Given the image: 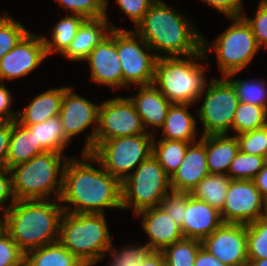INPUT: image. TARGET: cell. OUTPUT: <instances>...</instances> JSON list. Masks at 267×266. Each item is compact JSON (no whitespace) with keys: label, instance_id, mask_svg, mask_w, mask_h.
<instances>
[{"label":"cell","instance_id":"54","mask_svg":"<svg viewBox=\"0 0 267 266\" xmlns=\"http://www.w3.org/2000/svg\"><path fill=\"white\" fill-rule=\"evenodd\" d=\"M262 220L267 223V201H265V206H264V209H263Z\"/></svg>","mask_w":267,"mask_h":266},{"label":"cell","instance_id":"11","mask_svg":"<svg viewBox=\"0 0 267 266\" xmlns=\"http://www.w3.org/2000/svg\"><path fill=\"white\" fill-rule=\"evenodd\" d=\"M116 47L125 87L153 84L156 59L163 55L148 52L150 46L135 31L125 29H116Z\"/></svg>","mask_w":267,"mask_h":266},{"label":"cell","instance_id":"49","mask_svg":"<svg viewBox=\"0 0 267 266\" xmlns=\"http://www.w3.org/2000/svg\"><path fill=\"white\" fill-rule=\"evenodd\" d=\"M194 266H226L219 259L209 253L204 247L198 250L196 255Z\"/></svg>","mask_w":267,"mask_h":266},{"label":"cell","instance_id":"30","mask_svg":"<svg viewBox=\"0 0 267 266\" xmlns=\"http://www.w3.org/2000/svg\"><path fill=\"white\" fill-rule=\"evenodd\" d=\"M191 143L178 140L153 139L152 155L171 177L181 165Z\"/></svg>","mask_w":267,"mask_h":266},{"label":"cell","instance_id":"27","mask_svg":"<svg viewBox=\"0 0 267 266\" xmlns=\"http://www.w3.org/2000/svg\"><path fill=\"white\" fill-rule=\"evenodd\" d=\"M24 262L28 266H85L59 242L28 251Z\"/></svg>","mask_w":267,"mask_h":266},{"label":"cell","instance_id":"23","mask_svg":"<svg viewBox=\"0 0 267 266\" xmlns=\"http://www.w3.org/2000/svg\"><path fill=\"white\" fill-rule=\"evenodd\" d=\"M68 87L47 90L36 96L25 109L18 112L17 121L24 126L45 122L49 118L58 116L64 91Z\"/></svg>","mask_w":267,"mask_h":266},{"label":"cell","instance_id":"28","mask_svg":"<svg viewBox=\"0 0 267 266\" xmlns=\"http://www.w3.org/2000/svg\"><path fill=\"white\" fill-rule=\"evenodd\" d=\"M85 20L84 16L78 14L66 15V17L61 18L53 27L52 40H48L43 36L46 55L48 56L55 52L63 54Z\"/></svg>","mask_w":267,"mask_h":266},{"label":"cell","instance_id":"34","mask_svg":"<svg viewBox=\"0 0 267 266\" xmlns=\"http://www.w3.org/2000/svg\"><path fill=\"white\" fill-rule=\"evenodd\" d=\"M266 161V157L239 151L231 162L227 176L231 180H253Z\"/></svg>","mask_w":267,"mask_h":266},{"label":"cell","instance_id":"16","mask_svg":"<svg viewBox=\"0 0 267 266\" xmlns=\"http://www.w3.org/2000/svg\"><path fill=\"white\" fill-rule=\"evenodd\" d=\"M47 57L43 36L30 31L0 59V82L27 76Z\"/></svg>","mask_w":267,"mask_h":266},{"label":"cell","instance_id":"43","mask_svg":"<svg viewBox=\"0 0 267 266\" xmlns=\"http://www.w3.org/2000/svg\"><path fill=\"white\" fill-rule=\"evenodd\" d=\"M25 260V253L6 233L0 238V266H19Z\"/></svg>","mask_w":267,"mask_h":266},{"label":"cell","instance_id":"46","mask_svg":"<svg viewBox=\"0 0 267 266\" xmlns=\"http://www.w3.org/2000/svg\"><path fill=\"white\" fill-rule=\"evenodd\" d=\"M13 121H0V168L7 167V153Z\"/></svg>","mask_w":267,"mask_h":266},{"label":"cell","instance_id":"3","mask_svg":"<svg viewBox=\"0 0 267 266\" xmlns=\"http://www.w3.org/2000/svg\"><path fill=\"white\" fill-rule=\"evenodd\" d=\"M59 203V199L16 200L8 207L7 233L24 253L58 242L64 213Z\"/></svg>","mask_w":267,"mask_h":266},{"label":"cell","instance_id":"52","mask_svg":"<svg viewBox=\"0 0 267 266\" xmlns=\"http://www.w3.org/2000/svg\"><path fill=\"white\" fill-rule=\"evenodd\" d=\"M8 207L9 206H3V208H2V211H4V213H2L4 220L2 221V219H0V238L7 233V210H8Z\"/></svg>","mask_w":267,"mask_h":266},{"label":"cell","instance_id":"10","mask_svg":"<svg viewBox=\"0 0 267 266\" xmlns=\"http://www.w3.org/2000/svg\"><path fill=\"white\" fill-rule=\"evenodd\" d=\"M204 89L205 98L198 110L199 119L204 126L203 136L228 134L240 102L235 87L226 77H216L206 83Z\"/></svg>","mask_w":267,"mask_h":266},{"label":"cell","instance_id":"55","mask_svg":"<svg viewBox=\"0 0 267 266\" xmlns=\"http://www.w3.org/2000/svg\"><path fill=\"white\" fill-rule=\"evenodd\" d=\"M19 266H28L25 262H23L21 265Z\"/></svg>","mask_w":267,"mask_h":266},{"label":"cell","instance_id":"7","mask_svg":"<svg viewBox=\"0 0 267 266\" xmlns=\"http://www.w3.org/2000/svg\"><path fill=\"white\" fill-rule=\"evenodd\" d=\"M121 191L122 209L132 207L135 215L160 206L164 197L172 191L170 176L151 155L121 182Z\"/></svg>","mask_w":267,"mask_h":266},{"label":"cell","instance_id":"9","mask_svg":"<svg viewBox=\"0 0 267 266\" xmlns=\"http://www.w3.org/2000/svg\"><path fill=\"white\" fill-rule=\"evenodd\" d=\"M139 134L116 137L98 143L90 154L100 165L120 182L124 181L131 170L137 168L152 155L153 137Z\"/></svg>","mask_w":267,"mask_h":266},{"label":"cell","instance_id":"50","mask_svg":"<svg viewBox=\"0 0 267 266\" xmlns=\"http://www.w3.org/2000/svg\"><path fill=\"white\" fill-rule=\"evenodd\" d=\"M253 182L265 201H267V161L264 164V167L253 178Z\"/></svg>","mask_w":267,"mask_h":266},{"label":"cell","instance_id":"51","mask_svg":"<svg viewBox=\"0 0 267 266\" xmlns=\"http://www.w3.org/2000/svg\"><path fill=\"white\" fill-rule=\"evenodd\" d=\"M141 266H166L163 253L161 251H151L143 260Z\"/></svg>","mask_w":267,"mask_h":266},{"label":"cell","instance_id":"12","mask_svg":"<svg viewBox=\"0 0 267 266\" xmlns=\"http://www.w3.org/2000/svg\"><path fill=\"white\" fill-rule=\"evenodd\" d=\"M145 133L142 119L130 98L116 97L100 104L94 147L116 137Z\"/></svg>","mask_w":267,"mask_h":266},{"label":"cell","instance_id":"1","mask_svg":"<svg viewBox=\"0 0 267 266\" xmlns=\"http://www.w3.org/2000/svg\"><path fill=\"white\" fill-rule=\"evenodd\" d=\"M85 160L68 158L63 167L60 202L68 213L104 214V208L122 209L121 182L108 173L90 154L82 153ZM89 159V160H88ZM96 162V169L91 162ZM67 204L73 205V208Z\"/></svg>","mask_w":267,"mask_h":266},{"label":"cell","instance_id":"31","mask_svg":"<svg viewBox=\"0 0 267 266\" xmlns=\"http://www.w3.org/2000/svg\"><path fill=\"white\" fill-rule=\"evenodd\" d=\"M27 127L35 133L37 142H40L47 151L63 153L69 145L70 141L65 137L59 115Z\"/></svg>","mask_w":267,"mask_h":266},{"label":"cell","instance_id":"15","mask_svg":"<svg viewBox=\"0 0 267 266\" xmlns=\"http://www.w3.org/2000/svg\"><path fill=\"white\" fill-rule=\"evenodd\" d=\"M202 247L226 266H247L246 225L223 223L202 240Z\"/></svg>","mask_w":267,"mask_h":266},{"label":"cell","instance_id":"41","mask_svg":"<svg viewBox=\"0 0 267 266\" xmlns=\"http://www.w3.org/2000/svg\"><path fill=\"white\" fill-rule=\"evenodd\" d=\"M256 11L253 19L247 18L244 14L241 16L249 24L257 45L267 49V0H260Z\"/></svg>","mask_w":267,"mask_h":266},{"label":"cell","instance_id":"35","mask_svg":"<svg viewBox=\"0 0 267 266\" xmlns=\"http://www.w3.org/2000/svg\"><path fill=\"white\" fill-rule=\"evenodd\" d=\"M236 74L237 73H231L227 75L226 78L235 87L239 100L252 105L262 106L267 109L266 83L264 81H257L254 79L251 81L233 79Z\"/></svg>","mask_w":267,"mask_h":266},{"label":"cell","instance_id":"45","mask_svg":"<svg viewBox=\"0 0 267 266\" xmlns=\"http://www.w3.org/2000/svg\"><path fill=\"white\" fill-rule=\"evenodd\" d=\"M226 16L238 17L242 13V0H202Z\"/></svg>","mask_w":267,"mask_h":266},{"label":"cell","instance_id":"18","mask_svg":"<svg viewBox=\"0 0 267 266\" xmlns=\"http://www.w3.org/2000/svg\"><path fill=\"white\" fill-rule=\"evenodd\" d=\"M206 160V135H202L188 146L181 165L170 177L172 191L190 193L210 174Z\"/></svg>","mask_w":267,"mask_h":266},{"label":"cell","instance_id":"24","mask_svg":"<svg viewBox=\"0 0 267 266\" xmlns=\"http://www.w3.org/2000/svg\"><path fill=\"white\" fill-rule=\"evenodd\" d=\"M240 151L235 135H206L207 167L210 174L227 175L232 160Z\"/></svg>","mask_w":267,"mask_h":266},{"label":"cell","instance_id":"5","mask_svg":"<svg viewBox=\"0 0 267 266\" xmlns=\"http://www.w3.org/2000/svg\"><path fill=\"white\" fill-rule=\"evenodd\" d=\"M58 242L85 266L96 265L112 245L105 215L64 211Z\"/></svg>","mask_w":267,"mask_h":266},{"label":"cell","instance_id":"39","mask_svg":"<svg viewBox=\"0 0 267 266\" xmlns=\"http://www.w3.org/2000/svg\"><path fill=\"white\" fill-rule=\"evenodd\" d=\"M66 11L84 16L86 19L107 17L108 0H56Z\"/></svg>","mask_w":267,"mask_h":266},{"label":"cell","instance_id":"37","mask_svg":"<svg viewBox=\"0 0 267 266\" xmlns=\"http://www.w3.org/2000/svg\"><path fill=\"white\" fill-rule=\"evenodd\" d=\"M29 31L9 14L0 16V59L10 52Z\"/></svg>","mask_w":267,"mask_h":266},{"label":"cell","instance_id":"47","mask_svg":"<svg viewBox=\"0 0 267 266\" xmlns=\"http://www.w3.org/2000/svg\"><path fill=\"white\" fill-rule=\"evenodd\" d=\"M0 121H14L18 113L10 111L12 95L3 82H0Z\"/></svg>","mask_w":267,"mask_h":266},{"label":"cell","instance_id":"8","mask_svg":"<svg viewBox=\"0 0 267 266\" xmlns=\"http://www.w3.org/2000/svg\"><path fill=\"white\" fill-rule=\"evenodd\" d=\"M232 24L209 45L202 37V50L206 55L213 49L216 53L218 68L222 76L239 73L251 63L259 51L255 36L242 16L230 17ZM211 48V49H210ZM208 49V50H207Z\"/></svg>","mask_w":267,"mask_h":266},{"label":"cell","instance_id":"14","mask_svg":"<svg viewBox=\"0 0 267 266\" xmlns=\"http://www.w3.org/2000/svg\"><path fill=\"white\" fill-rule=\"evenodd\" d=\"M99 107L84 97L74 93L71 88L64 91L59 113L65 137L71 141L72 137L82 133L91 124H96L92 133L88 134L82 153H90L94 148L95 136L98 129Z\"/></svg>","mask_w":267,"mask_h":266},{"label":"cell","instance_id":"20","mask_svg":"<svg viewBox=\"0 0 267 266\" xmlns=\"http://www.w3.org/2000/svg\"><path fill=\"white\" fill-rule=\"evenodd\" d=\"M142 217V227L150 238L146 243L152 251H162L165 247L182 240L180 226L161 207L139 211L134 216Z\"/></svg>","mask_w":267,"mask_h":266},{"label":"cell","instance_id":"48","mask_svg":"<svg viewBox=\"0 0 267 266\" xmlns=\"http://www.w3.org/2000/svg\"><path fill=\"white\" fill-rule=\"evenodd\" d=\"M9 174V178H8ZM11 198V199H10ZM10 199L12 205L16 200L12 191L11 172L7 167L0 168V206L4 205L6 200Z\"/></svg>","mask_w":267,"mask_h":266},{"label":"cell","instance_id":"6","mask_svg":"<svg viewBox=\"0 0 267 266\" xmlns=\"http://www.w3.org/2000/svg\"><path fill=\"white\" fill-rule=\"evenodd\" d=\"M67 159L63 153L46 151L10 168L15 200H45L52 192L56 193L54 199H60Z\"/></svg>","mask_w":267,"mask_h":266},{"label":"cell","instance_id":"32","mask_svg":"<svg viewBox=\"0 0 267 266\" xmlns=\"http://www.w3.org/2000/svg\"><path fill=\"white\" fill-rule=\"evenodd\" d=\"M267 125V109L240 101L233 119L232 129L241 134Z\"/></svg>","mask_w":267,"mask_h":266},{"label":"cell","instance_id":"2","mask_svg":"<svg viewBox=\"0 0 267 266\" xmlns=\"http://www.w3.org/2000/svg\"><path fill=\"white\" fill-rule=\"evenodd\" d=\"M180 14L162 0H156L134 31L152 51L165 52L166 57L194 55L202 49L203 36Z\"/></svg>","mask_w":267,"mask_h":266},{"label":"cell","instance_id":"33","mask_svg":"<svg viewBox=\"0 0 267 266\" xmlns=\"http://www.w3.org/2000/svg\"><path fill=\"white\" fill-rule=\"evenodd\" d=\"M201 247V240L183 238L165 247L161 252L166 266H194L196 255Z\"/></svg>","mask_w":267,"mask_h":266},{"label":"cell","instance_id":"22","mask_svg":"<svg viewBox=\"0 0 267 266\" xmlns=\"http://www.w3.org/2000/svg\"><path fill=\"white\" fill-rule=\"evenodd\" d=\"M145 129L163 126L171 102L154 84L140 86L137 95L130 97Z\"/></svg>","mask_w":267,"mask_h":266},{"label":"cell","instance_id":"25","mask_svg":"<svg viewBox=\"0 0 267 266\" xmlns=\"http://www.w3.org/2000/svg\"><path fill=\"white\" fill-rule=\"evenodd\" d=\"M47 150L37 142L35 133L17 120L13 121L12 133L7 153V168L10 169L18 164L31 160L36 155Z\"/></svg>","mask_w":267,"mask_h":266},{"label":"cell","instance_id":"38","mask_svg":"<svg viewBox=\"0 0 267 266\" xmlns=\"http://www.w3.org/2000/svg\"><path fill=\"white\" fill-rule=\"evenodd\" d=\"M236 137L241 152L267 158V125Z\"/></svg>","mask_w":267,"mask_h":266},{"label":"cell","instance_id":"42","mask_svg":"<svg viewBox=\"0 0 267 266\" xmlns=\"http://www.w3.org/2000/svg\"><path fill=\"white\" fill-rule=\"evenodd\" d=\"M160 206L181 227L187 207V193L171 191L164 197Z\"/></svg>","mask_w":267,"mask_h":266},{"label":"cell","instance_id":"26","mask_svg":"<svg viewBox=\"0 0 267 266\" xmlns=\"http://www.w3.org/2000/svg\"><path fill=\"white\" fill-rule=\"evenodd\" d=\"M190 105L192 104L171 103L161 127L163 131L161 139L197 142L196 120L188 111Z\"/></svg>","mask_w":267,"mask_h":266},{"label":"cell","instance_id":"19","mask_svg":"<svg viewBox=\"0 0 267 266\" xmlns=\"http://www.w3.org/2000/svg\"><path fill=\"white\" fill-rule=\"evenodd\" d=\"M221 213L187 193V207L180 227L184 238L203 240L223 224Z\"/></svg>","mask_w":267,"mask_h":266},{"label":"cell","instance_id":"4","mask_svg":"<svg viewBox=\"0 0 267 266\" xmlns=\"http://www.w3.org/2000/svg\"><path fill=\"white\" fill-rule=\"evenodd\" d=\"M207 57L202 49L194 55L186 56L187 59L185 56L159 57L155 62L153 84L159 85L157 88L171 103H196L205 94L207 83L204 75L206 68L199 60L204 61Z\"/></svg>","mask_w":267,"mask_h":266},{"label":"cell","instance_id":"13","mask_svg":"<svg viewBox=\"0 0 267 266\" xmlns=\"http://www.w3.org/2000/svg\"><path fill=\"white\" fill-rule=\"evenodd\" d=\"M265 199L253 180H230L221 217L224 223L250 224L262 219Z\"/></svg>","mask_w":267,"mask_h":266},{"label":"cell","instance_id":"29","mask_svg":"<svg viewBox=\"0 0 267 266\" xmlns=\"http://www.w3.org/2000/svg\"><path fill=\"white\" fill-rule=\"evenodd\" d=\"M230 180L227 175L209 174L190 193L196 199L206 202L212 208L221 212Z\"/></svg>","mask_w":267,"mask_h":266},{"label":"cell","instance_id":"40","mask_svg":"<svg viewBox=\"0 0 267 266\" xmlns=\"http://www.w3.org/2000/svg\"><path fill=\"white\" fill-rule=\"evenodd\" d=\"M113 244L106 251L110 253L113 258L110 266H141L143 260L152 251L148 245H135L130 247H124L119 252H115Z\"/></svg>","mask_w":267,"mask_h":266},{"label":"cell","instance_id":"21","mask_svg":"<svg viewBox=\"0 0 267 266\" xmlns=\"http://www.w3.org/2000/svg\"><path fill=\"white\" fill-rule=\"evenodd\" d=\"M113 29L121 28L109 27L107 17L86 19L62 55L71 61L86 60L93 48L100 44Z\"/></svg>","mask_w":267,"mask_h":266},{"label":"cell","instance_id":"44","mask_svg":"<svg viewBox=\"0 0 267 266\" xmlns=\"http://www.w3.org/2000/svg\"><path fill=\"white\" fill-rule=\"evenodd\" d=\"M123 13L137 25L156 0H116Z\"/></svg>","mask_w":267,"mask_h":266},{"label":"cell","instance_id":"17","mask_svg":"<svg viewBox=\"0 0 267 266\" xmlns=\"http://www.w3.org/2000/svg\"><path fill=\"white\" fill-rule=\"evenodd\" d=\"M91 80L113 88L124 87L122 65L116 47V29L90 52Z\"/></svg>","mask_w":267,"mask_h":266},{"label":"cell","instance_id":"36","mask_svg":"<svg viewBox=\"0 0 267 266\" xmlns=\"http://www.w3.org/2000/svg\"><path fill=\"white\" fill-rule=\"evenodd\" d=\"M248 260L267 258V223L262 219L246 225Z\"/></svg>","mask_w":267,"mask_h":266},{"label":"cell","instance_id":"53","mask_svg":"<svg viewBox=\"0 0 267 266\" xmlns=\"http://www.w3.org/2000/svg\"><path fill=\"white\" fill-rule=\"evenodd\" d=\"M247 266H267V258L259 260H248Z\"/></svg>","mask_w":267,"mask_h":266}]
</instances>
